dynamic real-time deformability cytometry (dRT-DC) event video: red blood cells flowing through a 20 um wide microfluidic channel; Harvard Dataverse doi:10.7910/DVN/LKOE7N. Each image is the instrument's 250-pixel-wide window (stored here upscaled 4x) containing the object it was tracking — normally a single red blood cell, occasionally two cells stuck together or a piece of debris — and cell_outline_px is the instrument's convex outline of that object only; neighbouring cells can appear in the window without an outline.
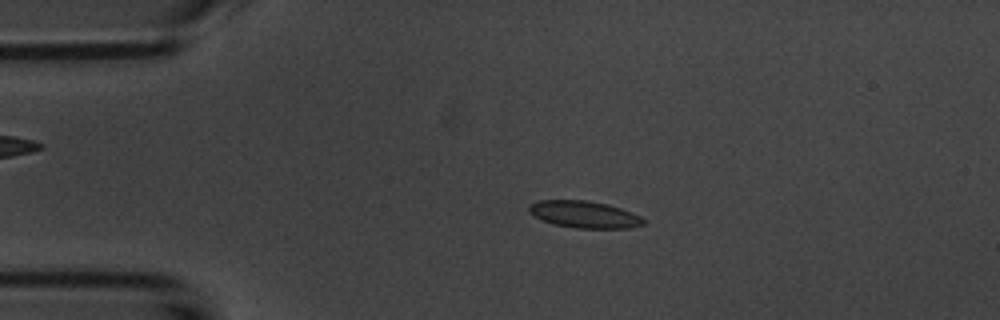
{"species": "common noctule bat (a hibernating species)", "species_latin": "Nyctalus noctula", "temperature_condition": "room temperature", "stored_images_in_passage": 54, "camera_frame_rate_fps": 3000, "um_per_image_px": 0.085, "animal": {"sex": "male", "body_mass_g": 20.1, "forearm_length_mm": 53.5}, "frame": {"image": 1, "passage_image": 11, "time_ms": 3.333, "image_size_px": [1000, 320], "cell_outline_px": [[648, 220], [644, 224], [628, 228], [576, 228], [556, 224], [544, 220], [528, 212], [528, 204], [536, 200], [584, 200], [608, 204], [632, 212]], "centroid_in_image_um": [49.68, 18.21], "position_along_channel_um": 35.3, "area_um2": 17.98}}
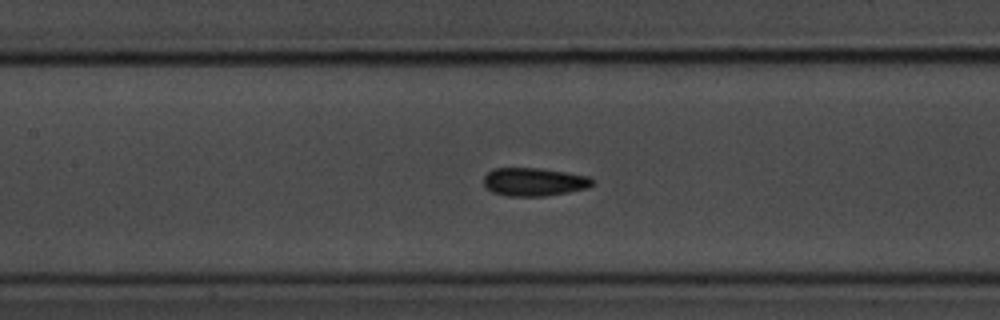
{"frame": {"image": 2, "passage_image": 24, "time_ms": 7.667, "image_size_px": [1000, 320], "cell_outline_px": [[592, 184], [588, 188], [568, 192], [544, 196], [508, 196], [492, 192], [484, 184], [484, 176], [488, 172], [496, 168], [536, 168], [564, 172], [588, 176], [592, 180]], "centroid_in_image_um": [45.37, 15.46], "position_along_channel_um": 162.0, "area_um2": 17.63}}
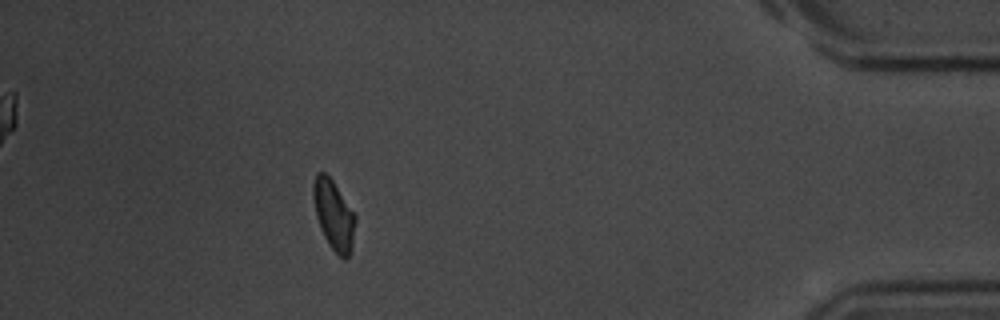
{"frame": {"image": 3, "passage_image": 48, "time_ms": 15.667, "image_size_px": [1000, 320], "cell_outline_px": [[356, 220], [352, 248], [348, 256], [344, 260], [332, 248], [324, 236], [316, 216], [312, 196], [312, 184], [316, 172], [324, 172], [332, 180], [356, 216]], "centroid_in_image_um": [28.35, 18.25], "position_along_channel_um": 406.8, "area_um2": 16.94}, "authors_computed_cell_mechanics": {"area_um2": 17.3111, "velocity_mm_per_s": 3.7058, "shape_relaxation_time_tau1_ms": null, "shape_relaxation_time_tau2_ms": 2.1961, "deformation_change_tau1": null, "deformation_change_tau2": 0.0827}}